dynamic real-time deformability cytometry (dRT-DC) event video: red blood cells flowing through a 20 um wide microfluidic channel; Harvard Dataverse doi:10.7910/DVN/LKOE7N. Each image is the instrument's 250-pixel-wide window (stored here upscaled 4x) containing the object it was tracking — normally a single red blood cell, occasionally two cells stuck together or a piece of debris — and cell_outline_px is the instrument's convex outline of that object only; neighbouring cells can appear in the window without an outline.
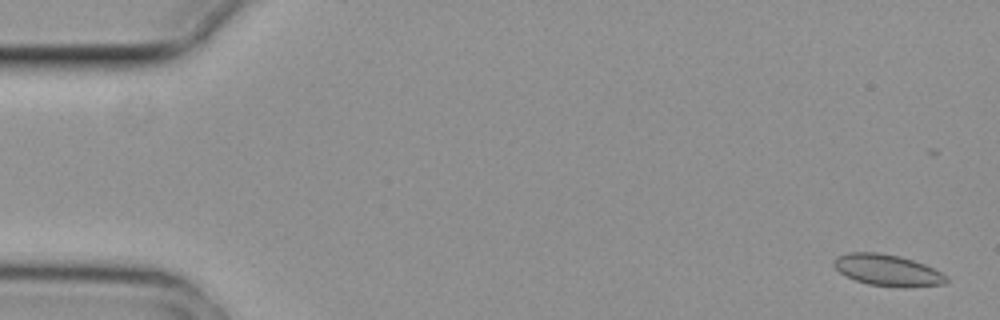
{"species": "common noctule bat (a hibernating species)", "species_latin": "Nyctalus noctula", "temperature_condition": "cold", "stored_images_in_passage": 5, "camera_frame_rate_fps": 3000, "um_per_image_px": 0.085, "animal": {"sex": "female", "body_mass_g": 29.2, "forearm_length_mm": 56.3}, "frame": {"image": 1, "passage_image": 1, "time_ms": 0.0, "image_size_px": [1000, 320], "cell_outline_px": [[948, 280], [944, 284], [904, 288], [868, 284], [856, 280], [840, 272], [832, 264], [832, 260], [836, 256], [848, 252], [880, 252], [900, 256], [924, 264], [948, 276]], "centroid_in_image_um": [75.43, 22.96], "position_along_channel_um": 9.6, "area_um2": 20.69}}
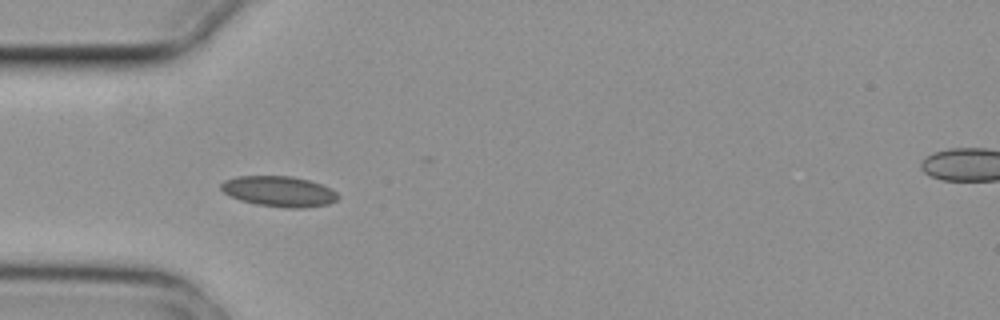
{"frame": {"image": 2, "passage_image": 5, "time_ms": 1.333, "image_size_px": [1000, 320], "cell_outline_px": [[340, 196], [336, 200], [328, 204], [304, 208], [284, 208], [256, 204], [240, 200], [224, 192], [220, 188], [220, 184], [224, 180], [236, 176], [292, 176], [308, 180], [332, 188]], "centroid_in_image_um": [23.72, 16.27], "position_along_channel_um": 61.3, "area_um2": 20.87}}